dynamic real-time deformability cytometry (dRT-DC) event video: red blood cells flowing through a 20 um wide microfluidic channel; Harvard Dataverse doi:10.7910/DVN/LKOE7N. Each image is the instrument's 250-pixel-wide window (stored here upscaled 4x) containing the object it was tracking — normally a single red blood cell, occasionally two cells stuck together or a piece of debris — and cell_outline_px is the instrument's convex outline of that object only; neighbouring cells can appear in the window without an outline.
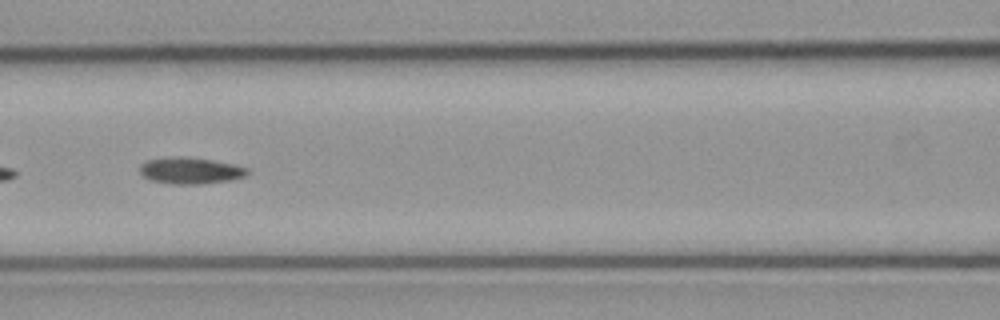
{"species": "common noctule bat (a hibernating species)", "species_latin": "Nyctalus noctula", "temperature_condition": "cold", "stored_images_in_passage": 24, "camera_frame_rate_fps": 3000, "um_per_image_px": 0.085, "animal": {"sex": "male", "body_mass_g": 23.1, "forearm_length_mm": 52.7}, "frame": {"image": 1, "passage_image": 8, "time_ms": 2.333, "image_size_px": [1000, 320], "cell_outline_px": [[248, 172], [244, 176], [228, 180], [200, 184], [172, 184], [148, 180], [140, 172], [140, 164], [148, 160], [212, 160], [232, 164], [248, 168]], "centroid_in_image_um": [16.19, 14.57], "position_along_channel_um": 150.4, "area_um2": 15.43}}
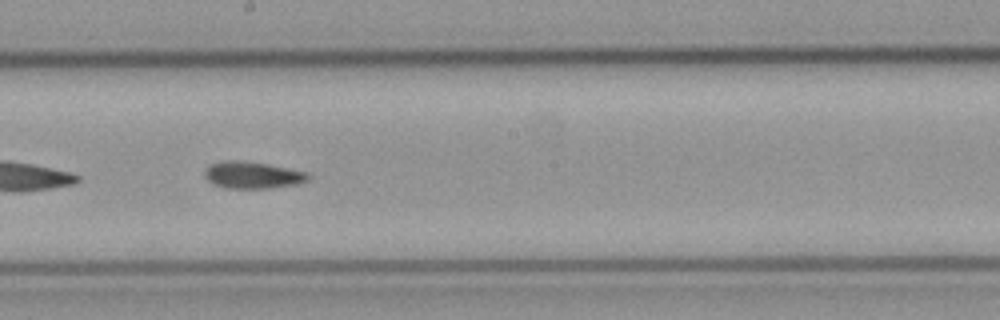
{"frame": {"image": 2, "passage_image": 14, "time_ms": 4.333, "image_size_px": [1000, 320], "cell_outline_px": [[312, 176], [308, 180], [296, 184], [272, 188], [224, 188], [212, 184], [204, 176], [204, 168], [212, 164], [224, 160], [236, 160], [268, 164], [308, 172]], "centroid_in_image_um": [21.46, 14.88], "position_along_channel_um": 226.7, "area_um2": 16.36}}
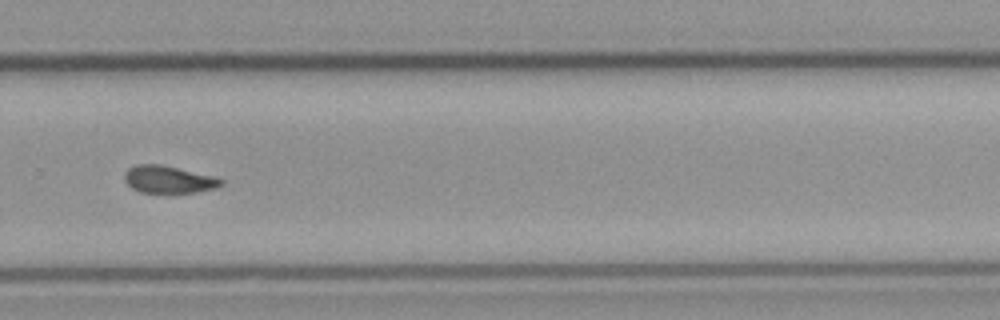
{"frame": {"image": 3, "passage_image": 21, "time_ms": 6.667, "image_size_px": [1000, 320], "cell_outline_px": [[224, 184], [216, 188], [196, 192], [140, 192], [132, 188], [124, 180], [124, 172], [128, 168], [136, 164], [160, 164], [212, 176], [224, 180]], "centroid_in_image_um": [14.3, 15.25], "position_along_channel_um": 315.5, "area_um2": 15.26}}